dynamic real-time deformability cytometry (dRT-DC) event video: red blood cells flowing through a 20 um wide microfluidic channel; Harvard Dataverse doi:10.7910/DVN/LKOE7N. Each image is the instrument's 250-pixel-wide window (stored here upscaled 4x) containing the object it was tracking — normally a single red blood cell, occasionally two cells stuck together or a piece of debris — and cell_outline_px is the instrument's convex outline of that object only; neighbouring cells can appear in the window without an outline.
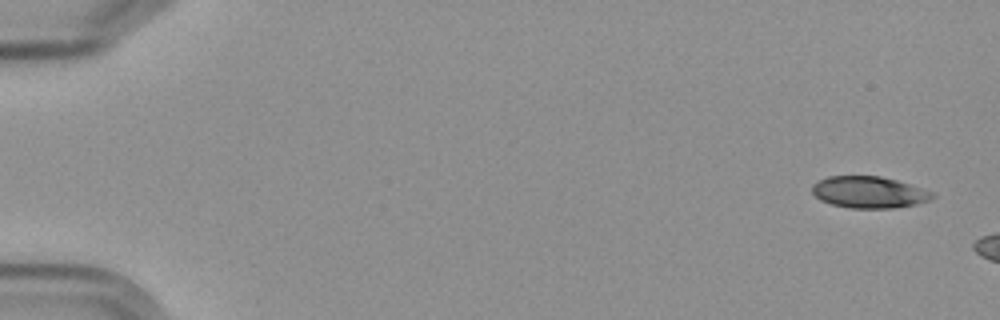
{"species": "Egyptian fruit bat (a non-hibernating species)", "species_latin": "Rousettus aegyptiacus", "temperature_condition": "cold", "stored_images_in_passage": 4, "camera_frame_rate_fps": 3000, "um_per_image_px": 0.085, "frame": {"image": 1, "passage_image": 1, "time_ms": 0.0, "image_size_px": [1000, 320], "cell_outline_px": [[936, 196], [932, 200], [916, 204], [892, 208], [852, 208], [832, 204], [820, 200], [812, 192], [812, 184], [828, 176], [880, 176], [896, 180], [936, 192]], "centroid_in_image_um": [73.91, 16.34], "position_along_channel_um": 11.1, "area_um2": 22.25}}